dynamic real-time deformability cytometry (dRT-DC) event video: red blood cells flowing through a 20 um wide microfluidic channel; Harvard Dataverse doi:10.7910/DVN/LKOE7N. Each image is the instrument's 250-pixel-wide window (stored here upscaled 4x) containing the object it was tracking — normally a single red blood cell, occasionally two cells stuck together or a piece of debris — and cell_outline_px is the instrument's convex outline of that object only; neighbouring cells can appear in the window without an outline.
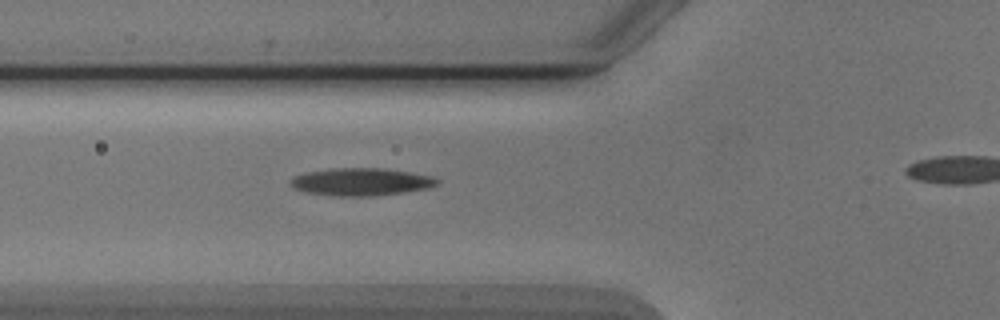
{"species": "Egyptian fruit bat (a non-hibernating species)", "species_latin": "Rousettus aegyptiacus", "temperature_condition": "cold", "stored_images_in_passage": 3, "camera_frame_rate_fps": 3000, "um_per_image_px": 0.085, "animal": {"sex": "male"}, "frame": {"image": 1, "passage_image": 2, "time_ms": 1.0, "image_size_px": [1000, 320], "cell_outline_px": [[440, 180], [436, 184], [428, 188], [404, 192], [376, 196], [332, 196], [304, 192], [292, 188], [288, 184], [288, 180], [292, 176], [308, 172], [328, 168], [384, 168], [412, 172], [432, 176]], "centroid_in_image_um": [30.63, 15.45], "position_along_channel_um": 95.2, "area_um2": 23.99}}